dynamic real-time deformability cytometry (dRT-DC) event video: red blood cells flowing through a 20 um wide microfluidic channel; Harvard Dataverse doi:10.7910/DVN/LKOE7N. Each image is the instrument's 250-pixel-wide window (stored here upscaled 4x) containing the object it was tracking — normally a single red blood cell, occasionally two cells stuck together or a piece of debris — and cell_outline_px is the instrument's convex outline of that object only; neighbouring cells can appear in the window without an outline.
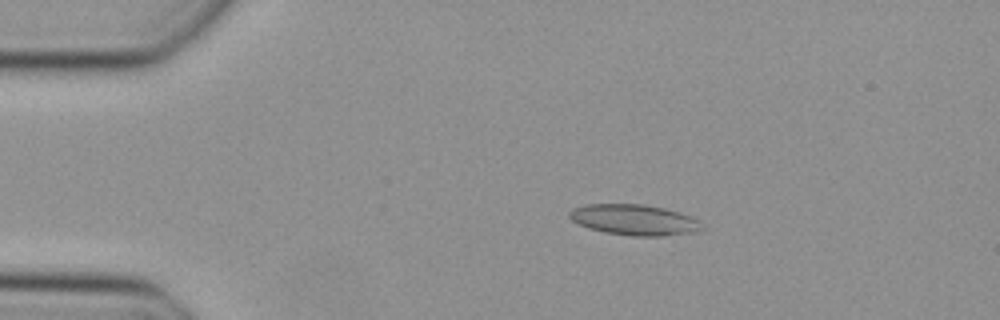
{"species": "Egyptian fruit bat (a non-hibernating species)", "species_latin": "Rousettus aegyptiacus", "temperature_condition": "cold", "stored_images_in_passage": 48, "camera_frame_rate_fps": 3000, "um_per_image_px": 0.085, "animal": {"sex": "female"}, "frame": {"image": 1, "passage_image": 8, "time_ms": 2.333, "image_size_px": [1000, 320], "cell_outline_px": [[704, 228], [696, 232], [664, 236], [632, 236], [604, 232], [588, 228], [572, 220], [568, 216], [568, 212], [572, 208], [584, 204], [644, 204], [664, 208], [680, 212], [692, 216], [700, 220]], "centroid_in_image_um": [53.94, 18.68], "position_along_channel_um": 31.1, "area_um2": 24.04}}
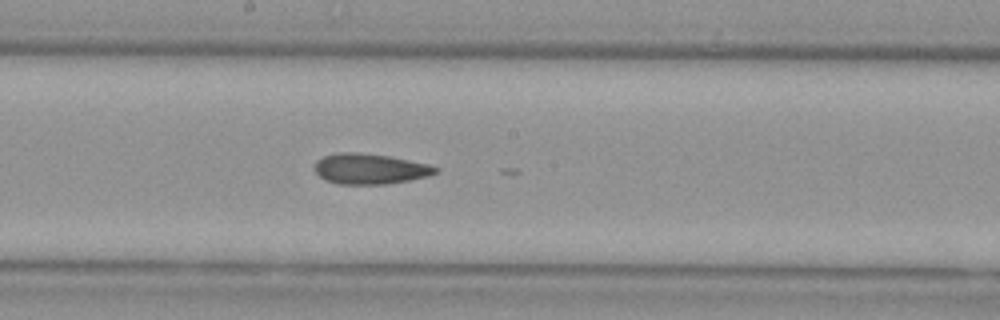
{"frame": {"image": 2, "passage_image": 25, "time_ms": 8.0, "image_size_px": [1000, 320], "cell_outline_px": [[440, 168], [436, 172], [428, 176], [408, 180], [384, 184], [340, 184], [324, 180], [316, 172], [316, 160], [324, 156], [340, 152], [356, 152], [388, 156], [428, 164]], "centroid_in_image_um": [31.43, 14.35], "position_along_channel_um": 216.8, "area_um2": 21.21}}
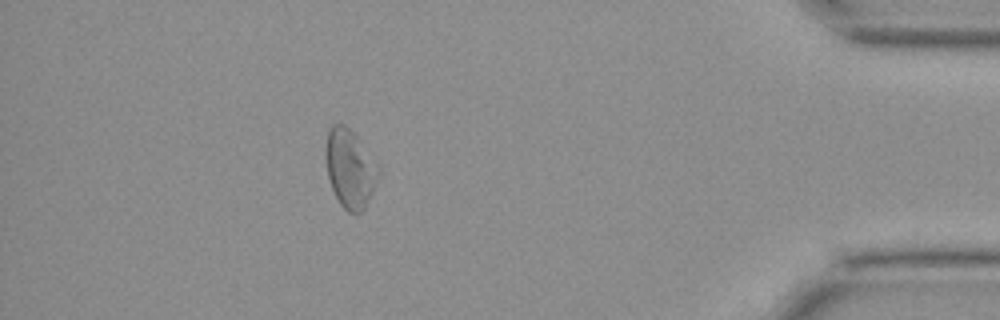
{"frame": {"image": 3, "passage_image": 42, "time_ms": 13.667, "image_size_px": [1000, 320], "cell_outline_px": [[380, 172], [372, 192], [364, 208], [356, 216], [348, 212], [340, 204], [332, 188], [328, 176], [324, 152], [324, 148], [328, 128], [332, 124], [344, 124], [360, 140], [380, 164]], "centroid_in_image_um": [29.75, 14.3], "position_along_channel_um": 405.5, "area_um2": 24.45}}